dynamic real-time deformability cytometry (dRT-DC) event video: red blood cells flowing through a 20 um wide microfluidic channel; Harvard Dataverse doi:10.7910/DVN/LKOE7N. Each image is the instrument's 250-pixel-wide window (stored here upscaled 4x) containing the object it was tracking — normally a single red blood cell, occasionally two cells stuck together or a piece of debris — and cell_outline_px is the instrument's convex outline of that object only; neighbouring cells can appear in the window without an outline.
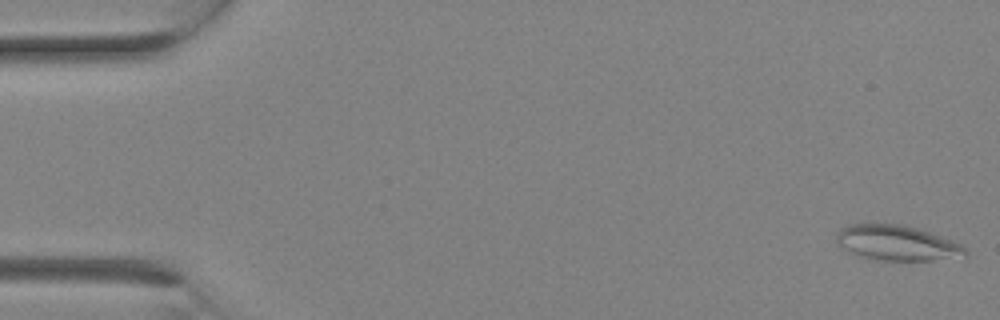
{"species": "Egyptian fruit bat (a non-hibernating species)", "species_latin": "Rousettus aegyptiacus", "temperature_condition": "room temperature", "stored_images_in_passage": 13, "camera_frame_rate_fps": 3000, "um_per_image_px": 0.085, "animal": {"sex": "female"}, "frame": {"image": 1, "passage_image": 1, "time_ms": 0.0, "image_size_px": [1000, 320], "cell_outline_px": [[968, 256], [932, 260], [880, 260], [864, 256], [852, 252], [840, 244], [836, 240], [836, 232], [840, 228], [848, 224], [904, 224], [952, 240], [960, 244], [968, 252]], "centroid_in_image_um": [76.26, 20.64], "position_along_channel_um": 8.7, "area_um2": 26.01}}
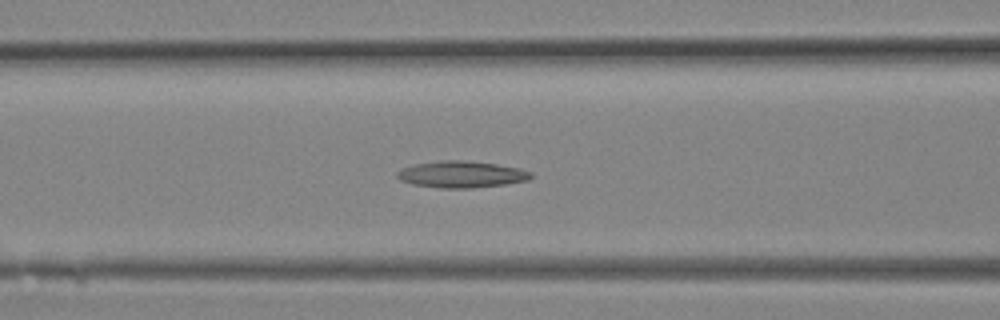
{"frame": {"image": 2, "passage_image": 11, "time_ms": 3.333, "image_size_px": [1000, 320], "cell_outline_px": [[532, 176], [528, 180], [504, 184], [472, 188], [440, 188], [412, 184], [400, 180], [396, 176], [396, 172], [400, 168], [416, 164], [440, 160], [464, 160], [496, 164], [520, 168], [532, 172]], "centroid_in_image_um": [39.2, 14.82], "position_along_channel_um": 127.4, "area_um2": 20.81}}
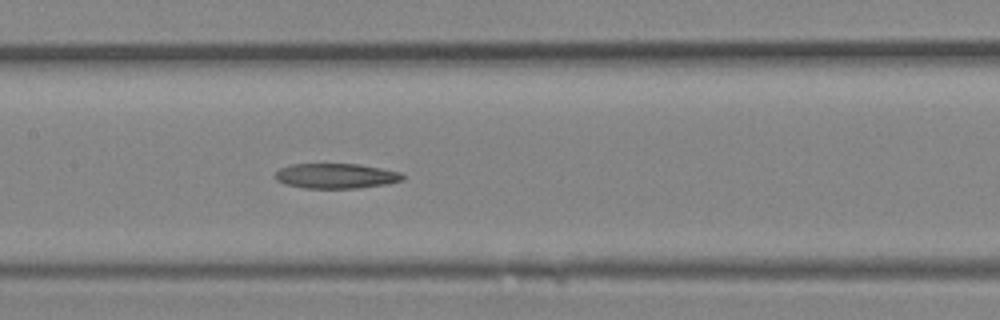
{"frame": {"image": 3, "passage_image": 13, "time_ms": 4.0, "image_size_px": [1000, 320], "cell_outline_px": [[404, 180], [388, 184], [356, 188], [304, 188], [284, 184], [276, 180], [276, 172], [280, 168], [292, 164], [360, 164], [400, 172], [404, 176]], "centroid_in_image_um": [28.57, 14.96], "position_along_channel_um": 178.8, "area_um2": 18.61}}